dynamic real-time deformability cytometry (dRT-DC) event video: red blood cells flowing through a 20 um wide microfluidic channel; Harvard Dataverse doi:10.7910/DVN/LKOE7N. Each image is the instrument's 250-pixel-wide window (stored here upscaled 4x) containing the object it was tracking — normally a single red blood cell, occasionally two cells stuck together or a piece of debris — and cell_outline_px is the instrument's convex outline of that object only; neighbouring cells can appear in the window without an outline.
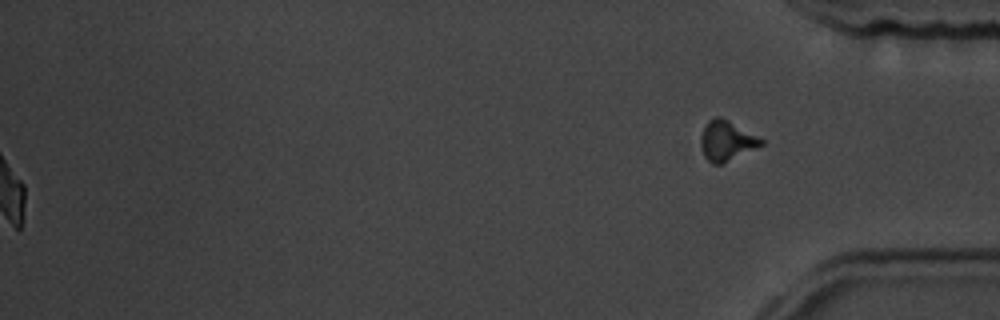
{"species": "common noctule bat (a hibernating species)", "species_latin": "Nyctalus noctula", "temperature_condition": "room temperature", "stored_images_in_passage": 59, "segment_of_instrument_passage": [2, 2], "camera_frame_rate_fps": 3000, "um_per_image_px": 0.085, "animal": {"sex": "male", "body_mass_g": 19.5, "forearm_length_mm": 54.6}, "frame": {"image": 1, "passage_image": 59, "time_ms": 19.333, "image_size_px": [1000, 320], "cell_outline_px": [[764, 144], [756, 148], [720, 164], [712, 164], [704, 156], [700, 144], [700, 136], [708, 120], [716, 116], [720, 116], [728, 120], [764, 140]], "centroid_in_image_um": [61.73, 11.95], "position_along_channel_um": 373.5, "area_um2": 13.87}}